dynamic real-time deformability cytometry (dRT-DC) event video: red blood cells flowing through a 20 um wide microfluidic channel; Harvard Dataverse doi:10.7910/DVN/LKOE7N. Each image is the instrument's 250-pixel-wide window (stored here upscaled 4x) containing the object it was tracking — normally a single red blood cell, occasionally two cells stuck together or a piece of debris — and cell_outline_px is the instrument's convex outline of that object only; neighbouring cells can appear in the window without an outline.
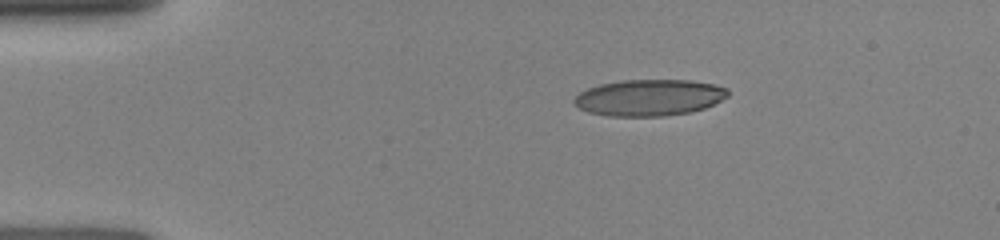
{"species": "human", "species_latin": "Homo sapiens", "temperature_condition": "room temperature", "stored_images_in_passage": 6, "camera_frame_rate_fps": 3000, "um_per_image_px": 0.085, "donor": {"sex": "female"}, "frame": {"image": 1, "passage_image": 1, "time_ms": 0.0, "image_size_px": [1000, 240], "cell_outline_px": [[728, 96], [704, 108], [688, 112], [664, 116], [608, 116], [588, 112], [580, 108], [572, 100], [580, 92], [588, 88], [600, 84], [620, 80], [692, 80], [712, 84], [728, 88]], "centroid_in_image_um": [55.16, 8.29], "position_along_channel_um": 29.8, "area_um2": 32.48}}
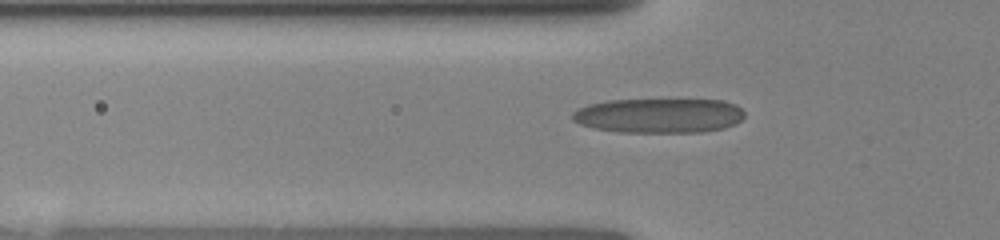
{"frame": {"image": 2, "passage_image": 5, "time_ms": 2.333, "image_size_px": [1000, 240], "cell_outline_px": [[744, 116], [736, 124], [724, 128], [700, 132], [620, 132], [592, 128], [580, 124], [572, 120], [572, 112], [588, 104], [608, 100], [724, 100], [736, 104], [744, 112]], "centroid_in_image_um": [56.01, 9.82], "position_along_channel_um": 69.8, "area_um2": 34.85}}